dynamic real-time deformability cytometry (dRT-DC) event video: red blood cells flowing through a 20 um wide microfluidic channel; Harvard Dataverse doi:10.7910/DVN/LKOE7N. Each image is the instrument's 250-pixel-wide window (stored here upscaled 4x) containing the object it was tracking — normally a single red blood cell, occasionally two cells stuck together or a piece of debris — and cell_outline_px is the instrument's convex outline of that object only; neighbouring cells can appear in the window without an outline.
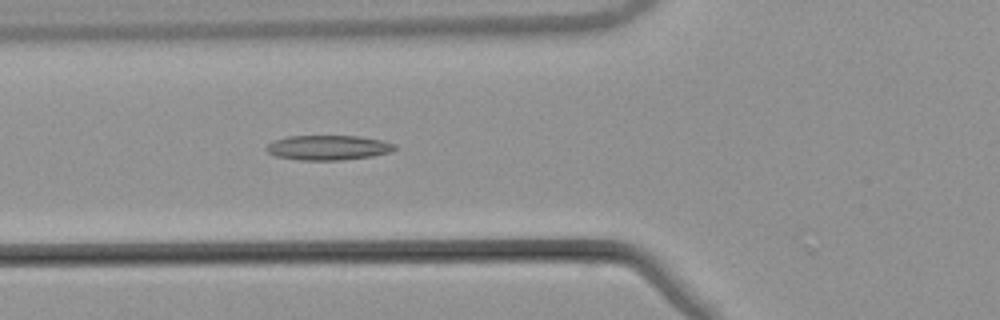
{"species": "common noctule bat (a hibernating species)", "species_latin": "Nyctalus noctula", "temperature_condition": "warm", "stored_images_in_passage": 21, "camera_frame_rate_fps": 3000, "um_per_image_px": 0.085, "animal": {"sex": "male", "body_mass_g": 21.5, "forearm_length_mm": 52.0}, "frame": {"image": 1, "passage_image": 17, "time_ms": 5.333, "image_size_px": [1000, 320], "cell_outline_px": [[396, 148], [392, 152], [372, 156], [340, 160], [300, 160], [276, 156], [268, 152], [264, 148], [268, 144], [276, 140], [288, 136], [360, 136], [380, 140], [396, 144]], "centroid_in_image_um": [27.91, 12.55], "position_along_channel_um": 97.9, "area_um2": 18.5}}
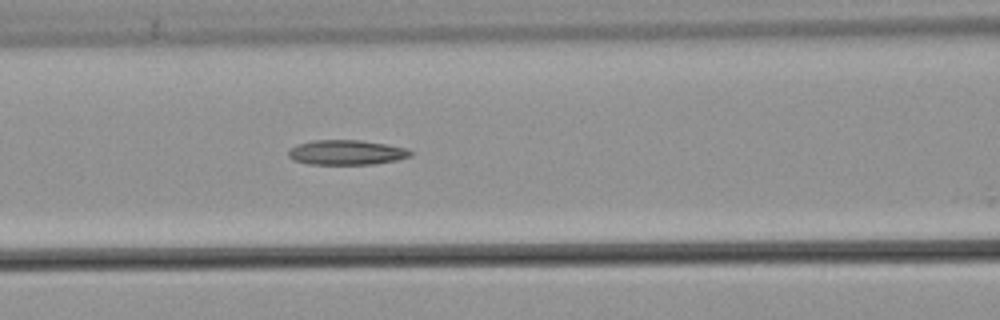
{"frame": {"image": 2, "passage_image": 20, "time_ms": 6.333, "image_size_px": [1000, 320], "cell_outline_px": [[412, 156], [396, 160], [372, 164], [308, 164], [292, 160], [288, 156], [288, 152], [296, 144], [312, 140], [360, 140], [408, 148], [412, 152]], "centroid_in_image_um": [29.43, 12.95], "position_along_channel_um": 137.2, "area_um2": 17.69}}